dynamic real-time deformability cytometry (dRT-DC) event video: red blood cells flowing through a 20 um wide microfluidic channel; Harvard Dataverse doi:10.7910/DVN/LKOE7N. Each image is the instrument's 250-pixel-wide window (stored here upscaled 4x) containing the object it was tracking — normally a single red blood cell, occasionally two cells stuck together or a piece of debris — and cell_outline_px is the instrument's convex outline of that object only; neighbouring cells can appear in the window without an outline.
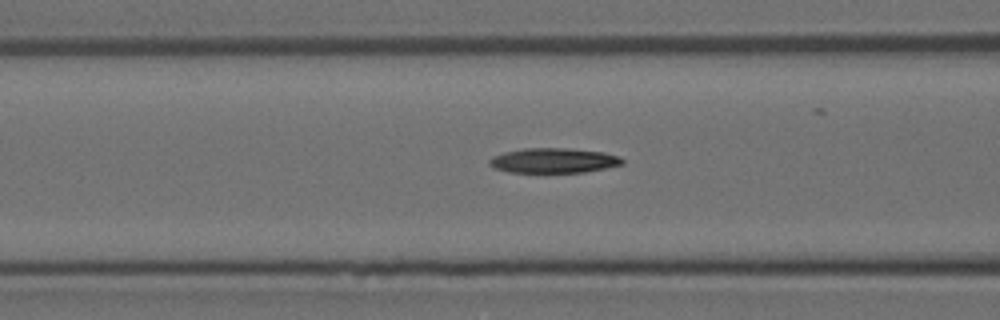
{"species": "Egyptian fruit bat (a non-hibernating species)", "species_latin": "Rousettus aegyptiacus", "temperature_condition": "room temperature", "stored_images_in_passage": 29, "camera_frame_rate_fps": 3000, "um_per_image_px": 0.085, "animal": {"sex": "female"}, "frame": {"image": 1, "passage_image": 10, "time_ms": 3.0, "image_size_px": [1000, 320], "cell_outline_px": [[624, 164], [584, 172], [508, 172], [492, 168], [488, 164], [488, 160], [492, 156], [504, 152], [524, 148], [564, 148], [604, 152], [620, 156], [624, 160]], "centroid_in_image_um": [47.02, 13.64], "position_along_channel_um": 119.6, "area_um2": 19.36}}
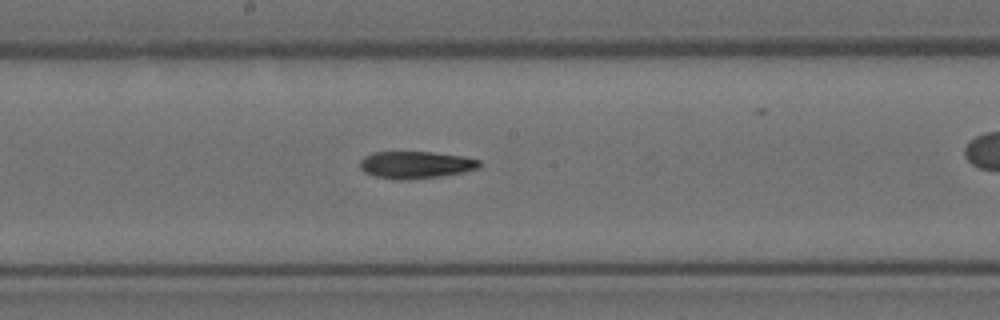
{"frame": {"image": 2, "passage_image": 17, "time_ms": 5.333, "image_size_px": [1000, 320], "cell_outline_px": [[480, 168], [464, 172], [440, 176], [408, 180], [392, 180], [372, 176], [364, 172], [360, 168], [360, 160], [364, 156], [372, 152], [432, 152], [464, 156], [480, 160]], "centroid_in_image_um": [35.31, 14.02], "position_along_channel_um": 212.9, "area_um2": 19.25}}
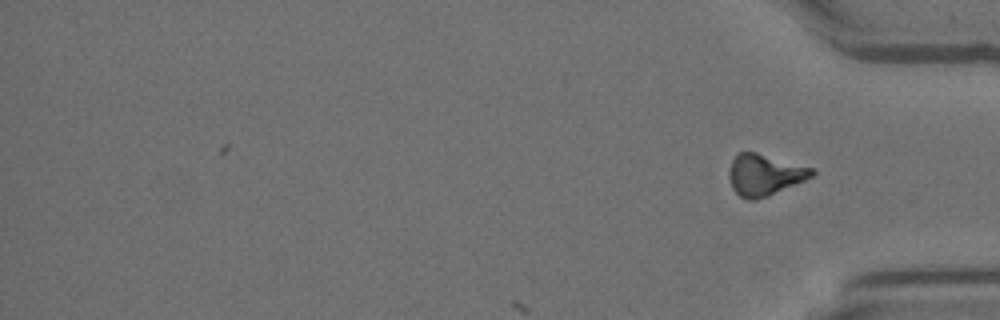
{"frame": {"image": 3, "passage_image": 29, "time_ms": 9.333, "image_size_px": [1000, 320], "cell_outline_px": [[816, 172], [812, 176], [804, 180], [768, 196], [756, 200], [748, 200], [740, 196], [732, 188], [728, 176], [728, 172], [732, 160], [740, 152], [756, 152], [812, 168]], "centroid_in_image_um": [64.95, 14.87], "position_along_channel_um": 370.2, "area_um2": 19.71}}